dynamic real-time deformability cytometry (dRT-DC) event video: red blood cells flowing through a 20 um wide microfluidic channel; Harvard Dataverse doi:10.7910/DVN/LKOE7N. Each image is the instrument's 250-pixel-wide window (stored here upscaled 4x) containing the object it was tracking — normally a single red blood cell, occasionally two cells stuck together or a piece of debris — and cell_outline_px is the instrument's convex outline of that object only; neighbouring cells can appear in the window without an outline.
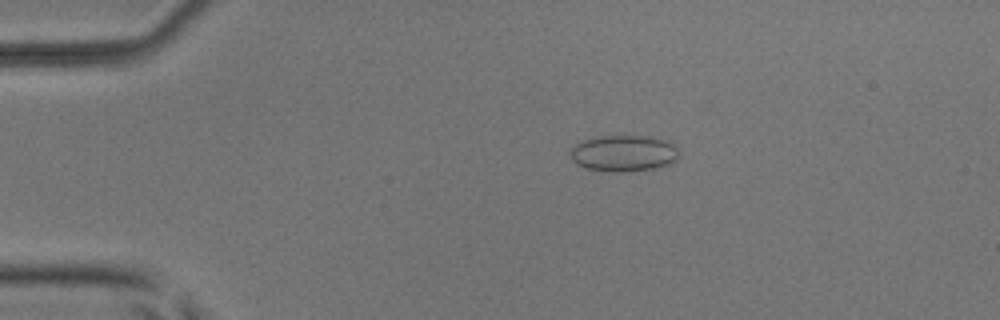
{"species": "common noctule bat (a hibernating species)", "species_latin": "Nyctalus noctula", "temperature_condition": "room temperature", "stored_images_in_passage": 51, "camera_frame_rate_fps": 3000, "um_per_image_px": 0.085, "animal": {"sex": "male", "body_mass_g": 17.9, "forearm_length_mm": 54.2}, "frame": {"image": 1, "passage_image": 11, "time_ms": 3.333, "image_size_px": [1000, 320], "cell_outline_px": [[676, 160], [668, 164], [652, 168], [620, 172], [612, 172], [588, 168], [576, 164], [572, 160], [572, 148], [580, 140], [592, 136], [648, 136], [672, 140], [676, 148]], "centroid_in_image_um": [53.0, 13.0], "position_along_channel_um": 32.0, "area_um2": 22.95}}
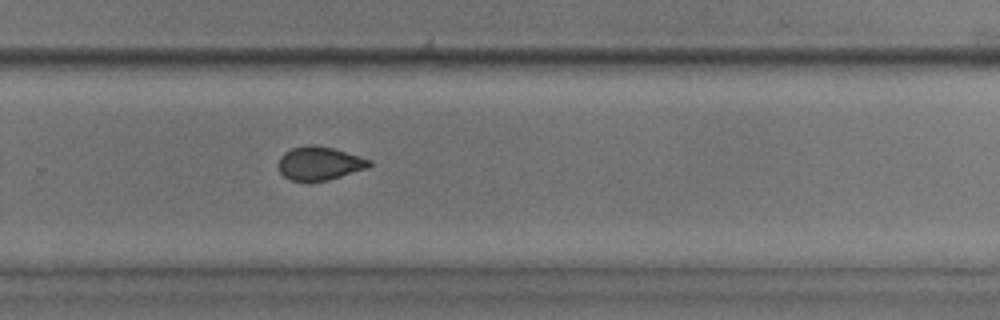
{"frame": {"image": 2, "passage_image": 35, "time_ms": 11.333, "image_size_px": [1000, 320], "cell_outline_px": [[372, 164], [368, 168], [328, 180], [288, 180], [280, 172], [280, 156], [284, 152], [292, 148], [308, 144], [316, 144], [332, 148], [372, 160]], "centroid_in_image_um": [27.17, 13.87], "position_along_channel_um": 302.6, "area_um2": 17.57}}
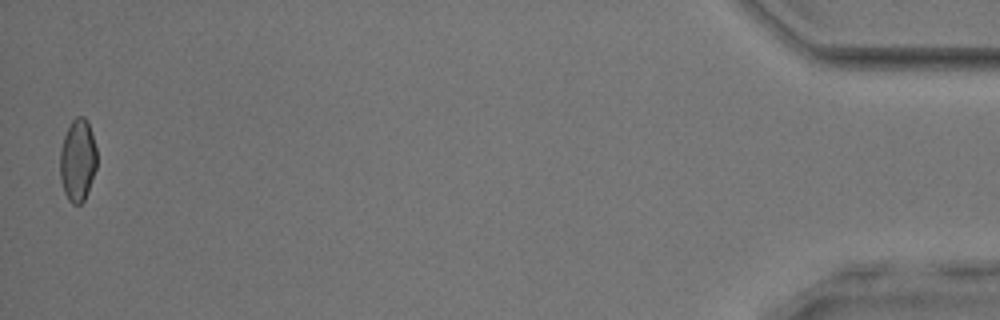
{"frame": {"image": 3, "passage_image": 51, "time_ms": 16.667, "image_size_px": [1000, 320], "cell_outline_px": [[96, 168], [84, 200], [80, 204], [72, 204], [68, 200], [64, 192], [60, 180], [60, 148], [64, 136], [72, 120], [76, 116], [84, 116], [88, 120], [92, 132], [96, 148]], "centroid_in_image_um": [6.59, 13.6], "position_along_channel_um": 428.6, "area_um2": 17.74}, "authors_computed_cell_mechanics": {"area_um2": 18.1492, "velocity_mm_per_s": 4.0607, "shape_relaxation_time_tau1_ms": null, "shape_relaxation_time_tau2_ms": 1.3425, "deformation_change_tau1": null, "deformation_change_tau2": 0.0523}}